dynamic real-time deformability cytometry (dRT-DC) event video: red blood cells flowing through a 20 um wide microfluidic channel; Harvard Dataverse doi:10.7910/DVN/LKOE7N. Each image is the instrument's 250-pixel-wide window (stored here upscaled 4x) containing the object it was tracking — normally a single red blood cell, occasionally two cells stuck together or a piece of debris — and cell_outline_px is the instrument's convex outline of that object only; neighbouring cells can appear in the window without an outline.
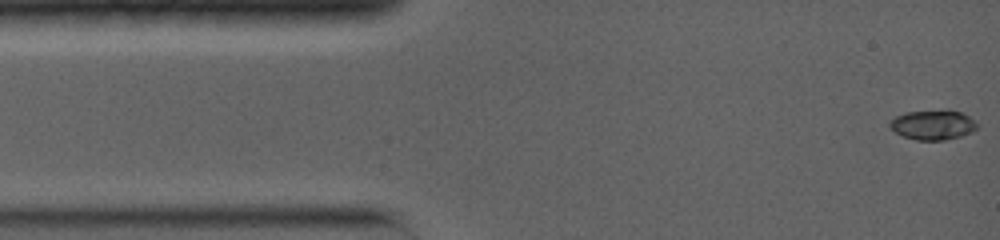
{"species": "common noctule bat (a hibernating species)", "species_latin": "Nyctalus noctula", "temperature_condition": "warm", "stored_images_in_passage": 68, "camera_frame_rate_fps": 5000, "um_per_image_px": 0.085, "animal": {"sex": "female", "body_mass_g": 19.0, "forearm_length_mm": 56.7}, "frame": {"image": 1, "passage_image": 1, "time_ms": 0.0, "image_size_px": [1000, 240], "cell_outline_px": [[976, 128], [972, 132], [960, 136], [944, 140], [916, 140], [904, 136], [896, 132], [888, 124], [888, 120], [904, 112], [960, 112], [968, 116], [976, 124]], "centroid_in_image_um": [79.24, 10.64], "position_along_channel_um": 5.8, "area_um2": 14.51}}
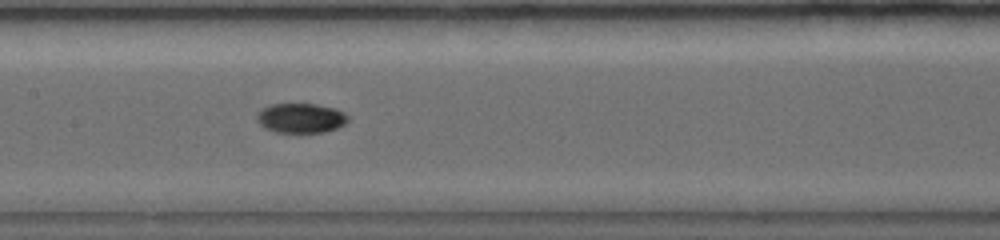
{"frame": {"image": 2, "passage_image": 28, "time_ms": 6.4, "image_size_px": [1000, 240], "cell_outline_px": [[348, 120], [344, 124], [336, 128], [324, 132], [276, 132], [264, 128], [256, 120], [256, 116], [260, 108], [272, 104], [316, 104], [336, 108], [344, 112], [348, 116]], "centroid_in_image_um": [25.55, 10.03], "position_along_channel_um": 181.9, "area_um2": 15.84}}
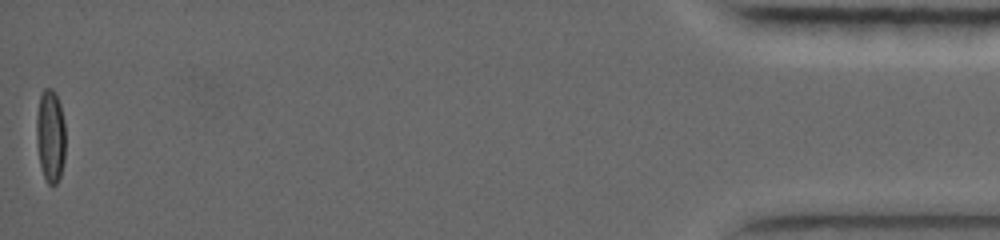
{"frame": {"image": 3, "passage_image": 68, "time_ms": 16.0, "image_size_px": [1000, 240], "cell_outline_px": [[64, 160], [60, 176], [56, 184], [48, 184], [44, 176], [40, 164], [36, 144], [36, 112], [40, 92], [44, 88], [52, 88], [56, 92], [60, 104], [64, 120]], "centroid_in_image_um": [4.26, 11.48], "position_along_channel_um": 430.9, "area_um2": 15.95}, "authors_computed_cell_mechanics": {"area_um2": 15.5482, "velocity_mm_per_s": 4.0023, "shape_relaxation_time_tau1_ms": 8.1939, "shape_relaxation_time_tau2_ms": 6.0002, "deformation_change_tau1": 0.24, "deformation_change_tau2": 0.039}}